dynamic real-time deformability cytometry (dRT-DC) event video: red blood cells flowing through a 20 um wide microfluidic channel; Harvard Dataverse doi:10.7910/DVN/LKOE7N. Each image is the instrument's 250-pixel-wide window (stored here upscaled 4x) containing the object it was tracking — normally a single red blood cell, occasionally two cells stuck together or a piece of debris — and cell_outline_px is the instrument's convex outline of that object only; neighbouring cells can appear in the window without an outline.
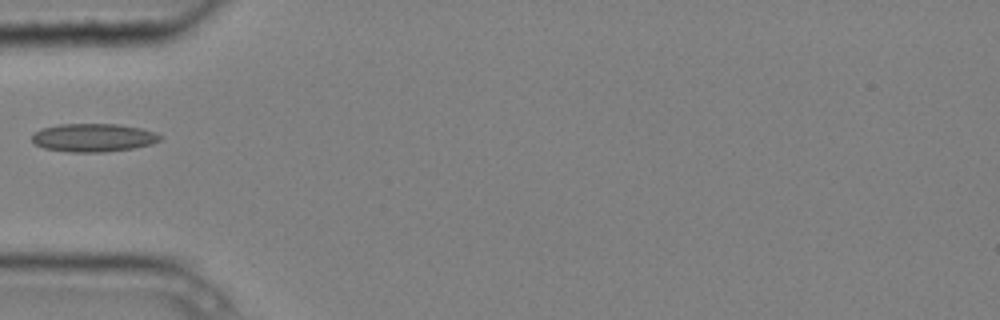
{"species": "common noctule bat (a hibernating species)", "species_latin": "Nyctalus noctula", "temperature_condition": "cold", "stored_images_in_passage": 4, "camera_frame_rate_fps": 3000, "um_per_image_px": 0.085, "animal": {"sex": "male", "body_mass_g": 20.4}, "frame": {"image": 1, "passage_image": 4, "time_ms": 1.0, "image_size_px": [1000, 320], "cell_outline_px": [[164, 136], [160, 140], [152, 144], [132, 148], [104, 152], [68, 152], [44, 148], [36, 144], [32, 140], [32, 136], [40, 128], [60, 124], [120, 124], [140, 128], [156, 132]], "centroid_in_image_um": [7.96, 11.69], "position_along_channel_um": 77.0, "area_um2": 21.15}}